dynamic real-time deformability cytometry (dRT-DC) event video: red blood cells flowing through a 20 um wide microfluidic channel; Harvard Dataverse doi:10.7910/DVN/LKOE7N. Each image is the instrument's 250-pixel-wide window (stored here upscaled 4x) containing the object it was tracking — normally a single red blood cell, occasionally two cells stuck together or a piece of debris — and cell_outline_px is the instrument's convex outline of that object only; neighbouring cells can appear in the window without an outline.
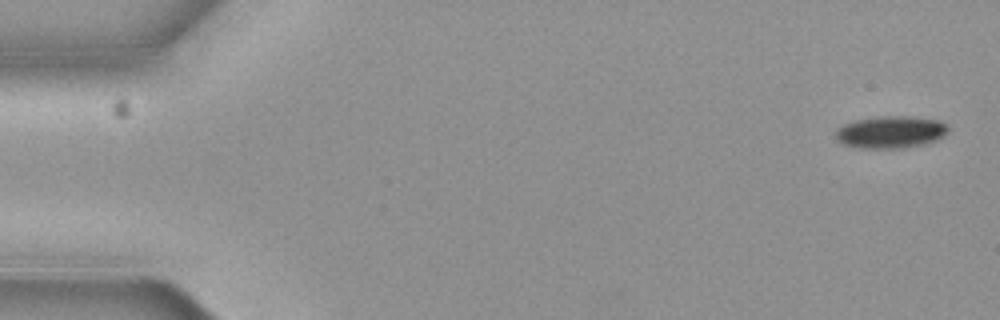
{"species": "common noctule bat (a hibernating species)", "species_latin": "Nyctalus noctula", "temperature_condition": "cold", "stored_images_in_passage": 8, "camera_frame_rate_fps": 3000, "um_per_image_px": 0.085, "animal": {"sex": "female", "body_mass_g": 19.3, "forearm_length_mm": 54.1}, "frame": {"image": 1, "passage_image": 1, "time_ms": 0.0, "image_size_px": [1000, 320], "cell_outline_px": [[948, 132], [944, 136], [936, 140], [924, 144], [900, 148], [860, 148], [840, 144], [836, 140], [836, 128], [844, 124], [856, 120], [884, 116], [908, 116], [936, 120], [944, 124], [948, 128]], "centroid_in_image_um": [75.66, 11.24], "position_along_channel_um": 9.3, "area_um2": 21.04}}
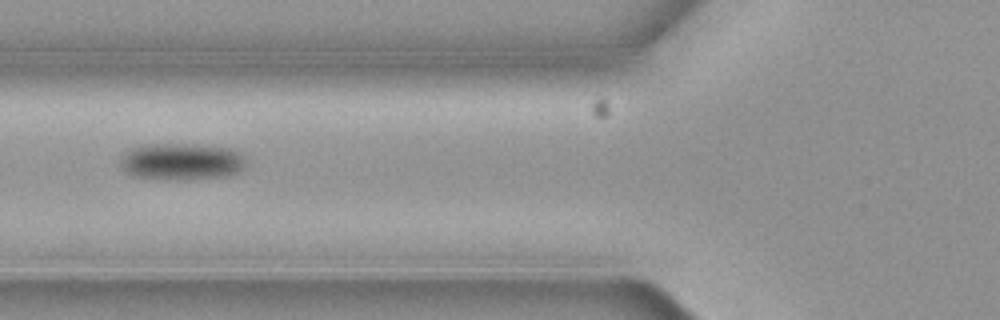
{"frame": {"image": 2, "passage_image": 6, "time_ms": 1.667, "image_size_px": [1000, 320], "cell_outline_px": [[244, 168], [228, 176], [188, 180], [164, 180], [132, 176], [120, 164], [120, 156], [124, 152], [132, 148], [148, 144], [196, 144], [228, 148], [240, 152], [244, 160]], "centroid_in_image_um": [15.41, 13.74], "position_along_channel_um": 110.4, "area_um2": 27.22}}
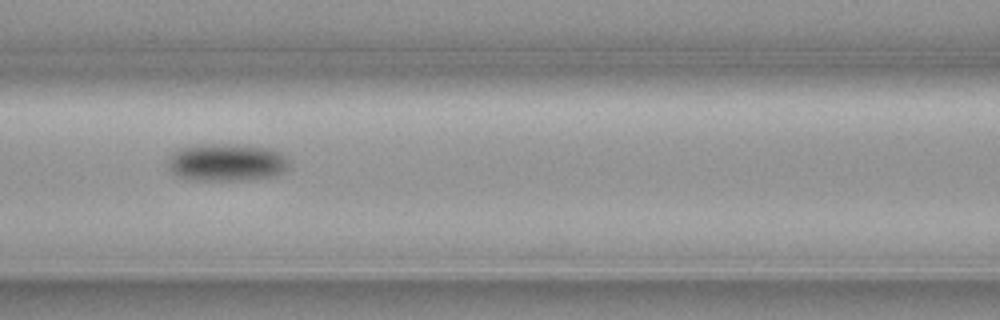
{"frame": {"image": 3, "passage_image": 7, "time_ms": 2.0, "image_size_px": [1000, 320], "cell_outline_px": [[288, 168], [284, 172], [276, 176], [252, 180], [188, 180], [176, 176], [168, 168], [168, 156], [172, 152], [180, 148], [200, 144], [228, 144], [272, 148], [288, 156]], "centroid_in_image_um": [19.27, 13.81], "position_along_channel_um": 147.3, "area_um2": 27.11}}